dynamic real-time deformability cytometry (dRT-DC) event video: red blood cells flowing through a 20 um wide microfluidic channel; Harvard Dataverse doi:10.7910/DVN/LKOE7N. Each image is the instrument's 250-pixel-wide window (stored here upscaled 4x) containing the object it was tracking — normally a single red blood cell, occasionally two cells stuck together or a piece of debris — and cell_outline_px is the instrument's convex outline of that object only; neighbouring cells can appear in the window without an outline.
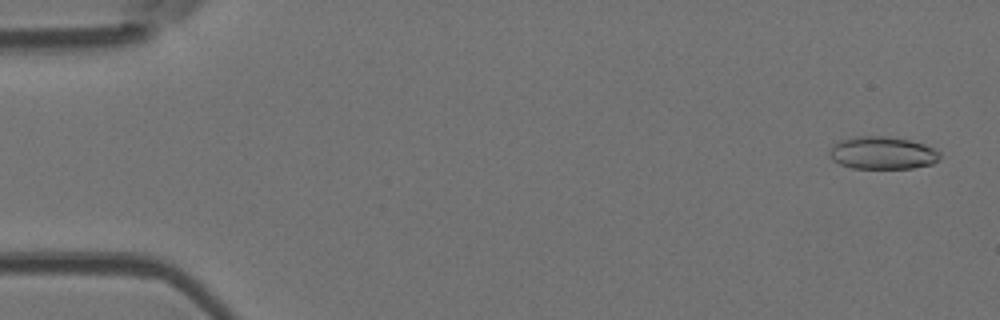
{"species": "Egyptian fruit bat (a non-hibernating species)", "species_latin": "Rousettus aegyptiacus", "temperature_condition": "room temperature", "stored_images_in_passage": 6, "segment_of_instrument_passage": [1, 2], "camera_frame_rate_fps": 3000, "um_per_image_px": 0.085, "animal": {"sex": "female"}, "frame": {"image": 1, "passage_image": 1, "time_ms": 0.0, "image_size_px": [1000, 320], "cell_outline_px": [[940, 160], [932, 164], [912, 168], [852, 168], [840, 164], [832, 160], [828, 152], [840, 140], [856, 136], [884, 136], [908, 140], [924, 144], [940, 152]], "centroid_in_image_um": [75.02, 13.01], "position_along_channel_um": 10.0, "area_um2": 20.87}}